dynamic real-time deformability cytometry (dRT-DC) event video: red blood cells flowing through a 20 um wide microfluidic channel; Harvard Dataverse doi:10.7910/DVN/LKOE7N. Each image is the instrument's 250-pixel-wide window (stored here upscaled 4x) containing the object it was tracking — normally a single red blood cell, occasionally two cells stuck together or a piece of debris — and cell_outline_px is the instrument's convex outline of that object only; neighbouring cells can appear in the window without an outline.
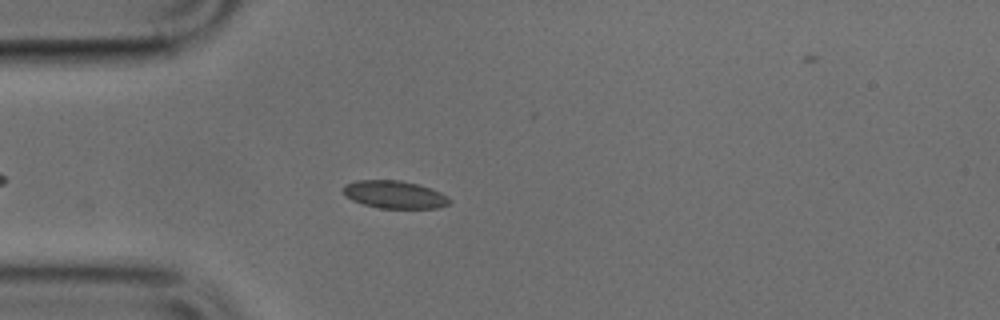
{"species": "common noctule bat (a hibernating species)", "species_latin": "Nyctalus noctula", "temperature_condition": "cold", "stored_images_in_passage": 42, "camera_frame_rate_fps": 3000, "um_per_image_px": 0.085, "animal": {"sex": "male", "body_mass_g": 17.9, "forearm_length_mm": 54.2}, "frame": {"image": 1, "passage_image": 7, "time_ms": 2.0, "image_size_px": [1000, 320], "cell_outline_px": [[452, 200], [448, 204], [436, 208], [380, 208], [364, 204], [352, 200], [344, 192], [344, 184], [356, 180], [400, 180], [420, 184], [432, 188], [448, 196]], "centroid_in_image_um": [33.57, 16.52], "position_along_channel_um": 51.4, "area_um2": 17.17}}
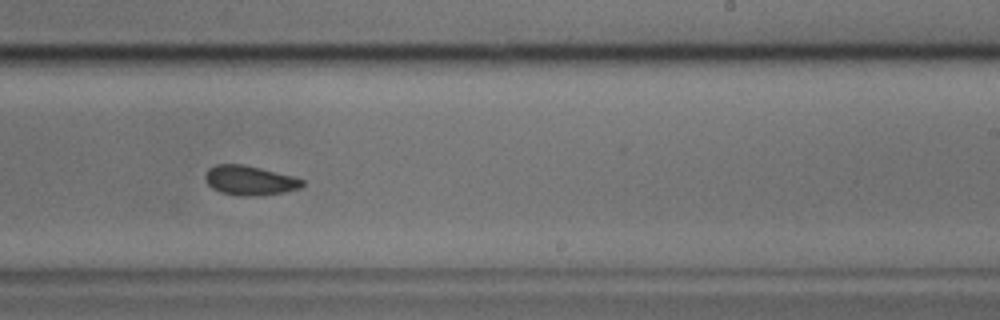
{"frame": {"image": 2, "passage_image": 24, "time_ms": 7.667, "image_size_px": [1000, 320], "cell_outline_px": [[304, 184], [300, 188], [284, 192], [252, 196], [244, 196], [220, 192], [212, 188], [208, 184], [204, 176], [208, 168], [216, 164], [244, 164], [292, 176], [304, 180]], "centroid_in_image_um": [21.2, 15.33], "position_along_channel_um": 267.8, "area_um2": 16.59}}
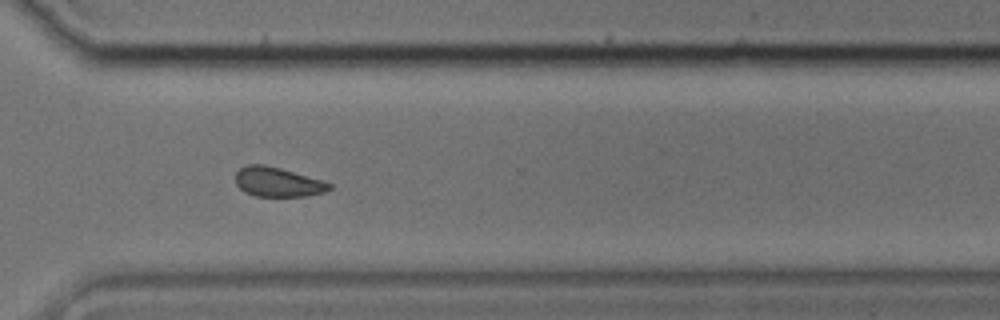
{"frame": {"image": 3, "passage_image": 30, "time_ms": 9.667, "image_size_px": [1000, 320], "cell_outline_px": [[332, 188], [324, 192], [304, 196], [256, 196], [244, 192], [236, 184], [236, 172], [240, 168], [248, 164], [264, 164], [280, 168], [324, 180], [332, 184]], "centroid_in_image_um": [23.61, 15.46], "position_along_channel_um": 347.0, "area_um2": 16.18}}